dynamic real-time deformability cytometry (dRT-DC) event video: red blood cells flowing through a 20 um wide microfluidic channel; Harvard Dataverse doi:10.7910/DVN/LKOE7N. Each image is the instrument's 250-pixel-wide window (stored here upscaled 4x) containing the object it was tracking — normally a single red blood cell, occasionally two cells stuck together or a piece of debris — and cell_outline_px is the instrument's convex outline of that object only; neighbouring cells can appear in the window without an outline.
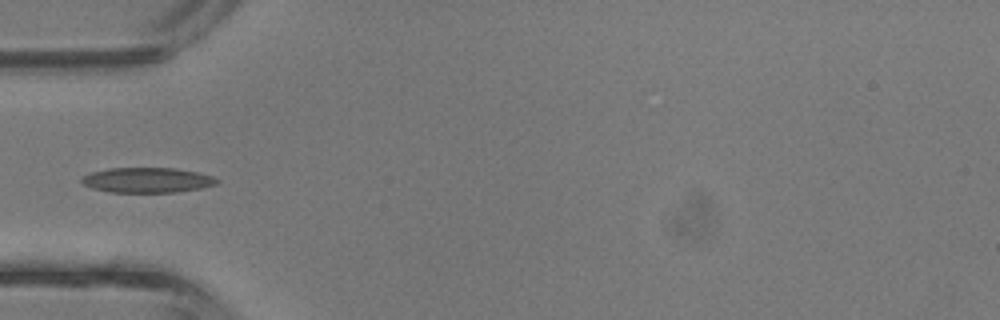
{"species": "common noctule bat (a hibernating species)", "species_latin": "Nyctalus noctula", "temperature_condition": "room temperature", "stored_images_in_passage": 3, "camera_frame_rate_fps": 3000, "um_per_image_px": 0.085, "animal": {"sex": "male", "body_mass_g": 13.3}, "frame": {"image": 1, "passage_image": 3, "time_ms": 0.667, "image_size_px": [1000, 320], "cell_outline_px": [[220, 180], [216, 184], [200, 188], [176, 192], [108, 192], [92, 188], [84, 184], [80, 180], [84, 176], [92, 172], [108, 168], [176, 168], [196, 172], [212, 176]], "centroid_in_image_um": [12.51, 15.31], "position_along_channel_um": 72.5, "area_um2": 19.65}}